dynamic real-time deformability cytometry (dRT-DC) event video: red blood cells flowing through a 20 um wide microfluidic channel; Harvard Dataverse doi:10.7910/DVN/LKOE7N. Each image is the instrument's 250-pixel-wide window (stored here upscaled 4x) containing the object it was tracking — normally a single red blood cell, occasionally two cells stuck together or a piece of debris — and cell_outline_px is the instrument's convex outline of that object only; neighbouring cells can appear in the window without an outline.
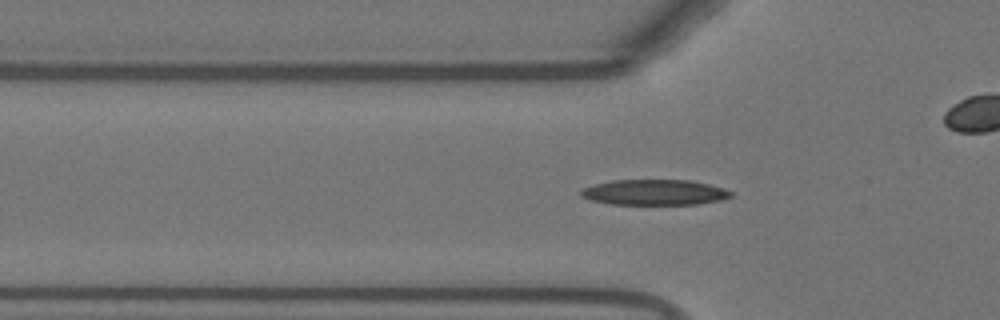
{"species": "Egyptian fruit bat (a non-hibernating species)", "species_latin": "Rousettus aegyptiacus", "temperature_condition": "warm", "stored_images_in_passage": 51, "camera_frame_rate_fps": 3000, "um_per_image_px": 0.085, "animal": {"sex": "female"}, "frame": {"image": 1, "passage_image": 17, "time_ms": 5.333, "image_size_px": [1000, 320], "cell_outline_px": [[732, 196], [720, 200], [700, 204], [612, 204], [592, 200], [580, 196], [580, 192], [584, 188], [592, 184], [612, 180], [688, 180], [708, 184], [732, 192]], "centroid_in_image_um": [55.6, 16.34], "position_along_channel_um": 70.2, "area_um2": 22.14}}
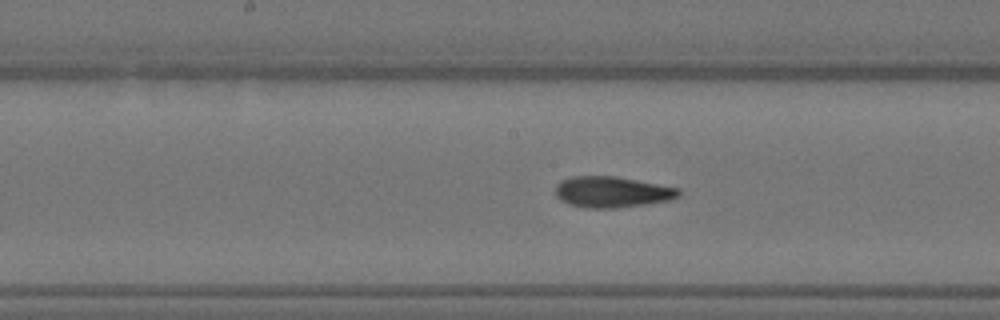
{"frame": {"image": 2, "passage_image": 27, "time_ms": 8.667, "image_size_px": [1000, 320], "cell_outline_px": [[680, 196], [668, 200], [644, 204], [616, 208], [584, 208], [568, 204], [560, 200], [556, 196], [556, 184], [560, 180], [572, 176], [616, 176], [680, 188]], "centroid_in_image_um": [51.99, 16.31], "position_along_channel_um": 196.2, "area_um2": 22.37}}
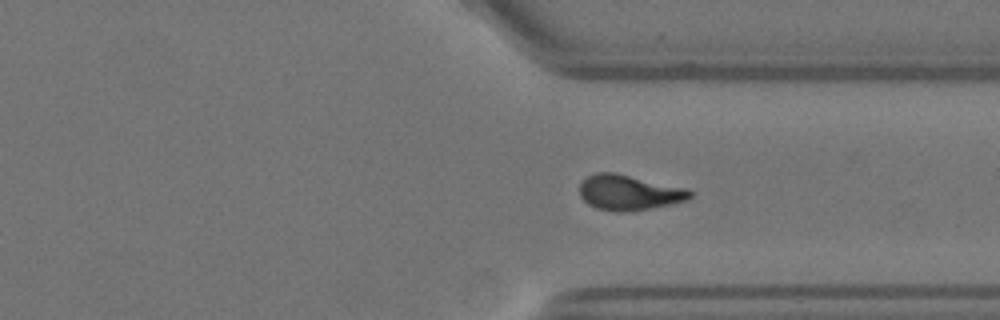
{"frame": {"image": 3, "passage_image": 40, "time_ms": 13.0, "image_size_px": [1000, 320], "cell_outline_px": [[692, 196], [688, 200], [652, 208], [632, 212], [616, 212], [596, 208], [588, 204], [580, 196], [580, 184], [588, 176], [596, 172], [616, 172], [688, 188], [692, 192]], "centroid_in_image_um": [53.49, 16.36], "position_along_channel_um": 357.9, "area_um2": 23.0}, "authors_computed_cell_mechanics": {"area_um2": 21.9062, "velocity_mm_per_s": 3.7419, "shape_relaxation_time_tau1_ms": 3.4495, "shape_relaxation_time_tau2_ms": 2.1755, "deformation_change_tau1": 0.1717, "deformation_change_tau2": 0.1011}}